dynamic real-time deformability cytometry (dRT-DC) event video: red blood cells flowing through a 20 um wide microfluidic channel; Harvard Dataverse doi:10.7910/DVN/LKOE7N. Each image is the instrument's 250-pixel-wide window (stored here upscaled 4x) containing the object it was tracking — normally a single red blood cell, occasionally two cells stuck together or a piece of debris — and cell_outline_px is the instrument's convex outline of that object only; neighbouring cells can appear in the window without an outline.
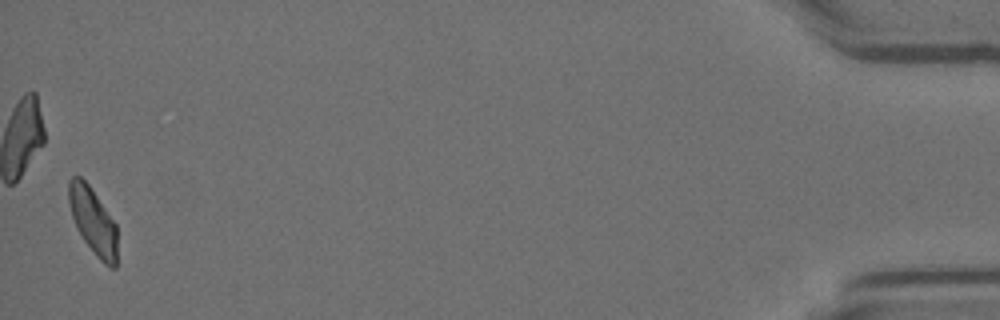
{"species": "Egyptian fruit bat (a non-hibernating species)", "species_latin": "Rousettus aegyptiacus", "temperature_condition": "room temperature", "stored_images_in_passage": 37, "camera_frame_rate_fps": 3000, "um_per_image_px": 0.085, "animal": {"sex": "female"}, "frame": {"image": 1, "passage_image": 37, "time_ms": 12.0, "image_size_px": [1000, 320], "cell_outline_px": [[116, 268], [112, 268], [104, 264], [96, 256], [84, 240], [76, 228], [68, 204], [68, 180], [72, 176], [80, 176], [88, 184], [116, 224]], "centroid_in_image_um": [7.88, 18.77], "position_along_channel_um": 427.3, "area_um2": 18.67}}